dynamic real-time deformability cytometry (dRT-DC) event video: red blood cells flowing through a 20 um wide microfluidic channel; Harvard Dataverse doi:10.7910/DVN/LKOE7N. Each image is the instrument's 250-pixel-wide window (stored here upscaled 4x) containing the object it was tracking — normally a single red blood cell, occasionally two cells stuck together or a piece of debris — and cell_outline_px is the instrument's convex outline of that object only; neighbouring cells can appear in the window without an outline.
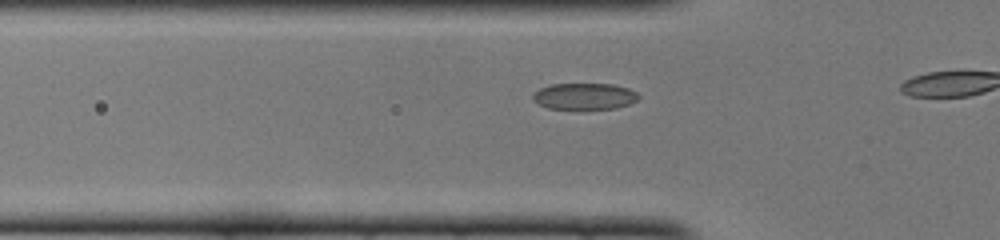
{"species": "common noctule bat (a hibernating species)", "species_latin": "Nyctalus noctula", "temperature_condition": "cold", "stored_images_in_passage": 15, "camera_frame_rate_fps": 3000, "um_per_image_px": 0.085, "animal": {"sex": "female", "body_mass_g": 22.0, "forearm_length_mm": 56.7}, "frame": {"image": 1, "passage_image": 13, "time_ms": 4.0, "image_size_px": [1000, 240], "cell_outline_px": [[640, 96], [636, 100], [628, 104], [616, 108], [548, 108], [532, 100], [532, 96], [540, 88], [552, 84], [612, 84], [628, 88], [636, 92]], "centroid_in_image_um": [49.68, 8.17], "position_along_channel_um": 76.1, "area_um2": 15.95}}